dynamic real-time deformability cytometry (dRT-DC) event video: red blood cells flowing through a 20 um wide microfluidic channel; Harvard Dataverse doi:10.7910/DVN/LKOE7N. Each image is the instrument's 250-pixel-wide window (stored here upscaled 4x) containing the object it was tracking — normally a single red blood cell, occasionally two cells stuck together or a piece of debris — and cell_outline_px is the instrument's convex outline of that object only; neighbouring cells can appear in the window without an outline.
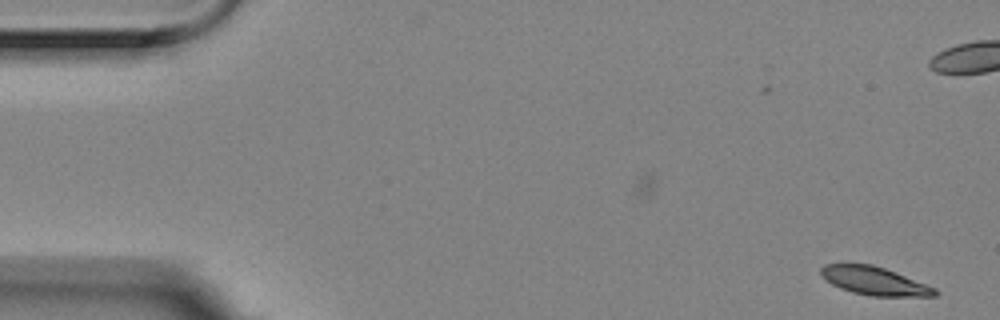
{"species": "Egyptian fruit bat (a non-hibernating species)", "species_latin": "Rousettus aegyptiacus", "temperature_condition": "room temperature", "stored_images_in_passage": 6, "camera_frame_rate_fps": 3000, "um_per_image_px": 0.085, "animal": {"sex": "female"}, "frame": {"image": 1, "passage_image": 1, "time_ms": 0.0, "image_size_px": [1000, 320], "cell_outline_px": [[940, 292], [936, 296], [872, 296], [852, 292], [840, 288], [832, 284], [820, 276], [820, 268], [824, 264], [872, 264], [896, 272], [936, 288]], "centroid_in_image_um": [74.32, 23.88], "position_along_channel_um": 10.7, "area_um2": 18.79}}
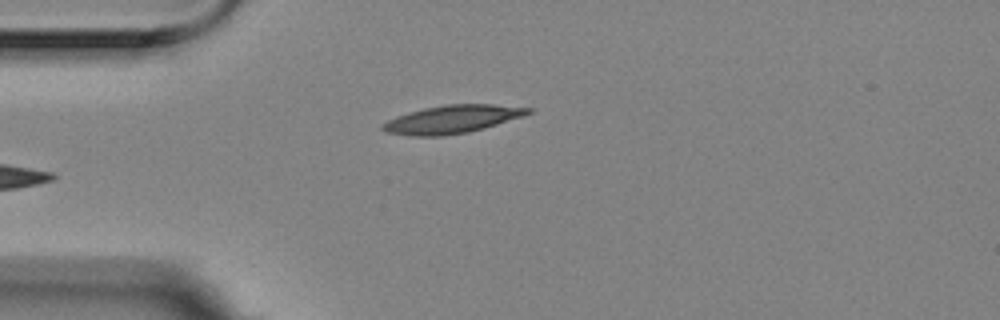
{"frame": {"image": 2, "passage_image": 6, "time_ms": 1.667, "image_size_px": [1000, 320], "cell_outline_px": [[532, 112], [524, 116], [484, 128], [468, 132], [444, 136], [412, 136], [384, 132], [380, 128], [380, 124], [396, 116], [408, 112], [424, 108], [448, 104], [492, 104], [532, 108]], "centroid_in_image_um": [38.4, 10.14], "position_along_channel_um": 46.6, "area_um2": 23.87}}